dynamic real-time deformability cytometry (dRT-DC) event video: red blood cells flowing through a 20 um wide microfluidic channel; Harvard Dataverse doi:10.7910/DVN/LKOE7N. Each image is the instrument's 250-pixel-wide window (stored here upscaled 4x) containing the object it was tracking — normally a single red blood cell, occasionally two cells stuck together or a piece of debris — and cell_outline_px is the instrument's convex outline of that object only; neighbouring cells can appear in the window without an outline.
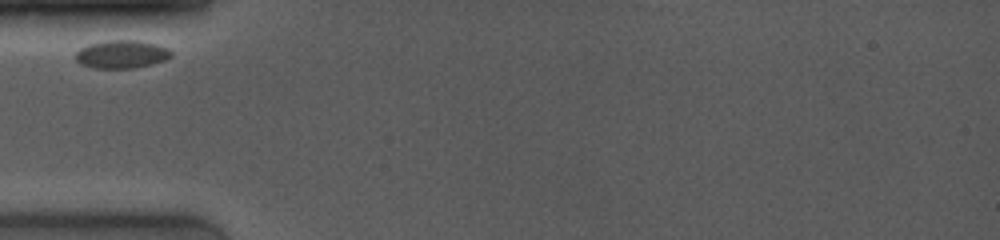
{"species": "common noctule bat (a hibernating species)", "species_latin": "Nyctalus noctula", "temperature_condition": "room temperature", "stored_images_in_passage": 17, "camera_frame_rate_fps": 4000, "um_per_image_px": 0.085, "animal": {"sex": "female", "body_mass_g": 19.0, "forearm_length_mm": 53.3}, "frame": {"image": 1, "passage_image": 1, "time_ms": 0.0, "image_size_px": [1000, 240], "cell_outline_px": [[172, 56], [164, 60], [132, 68], [92, 68], [80, 64], [76, 60], [76, 52], [80, 48], [88, 44], [108, 40], [136, 40], [156, 44], [168, 48], [172, 52]], "centroid_in_image_um": [10.31, 4.6], "position_along_channel_um": 74.7, "area_um2": 15.55}}
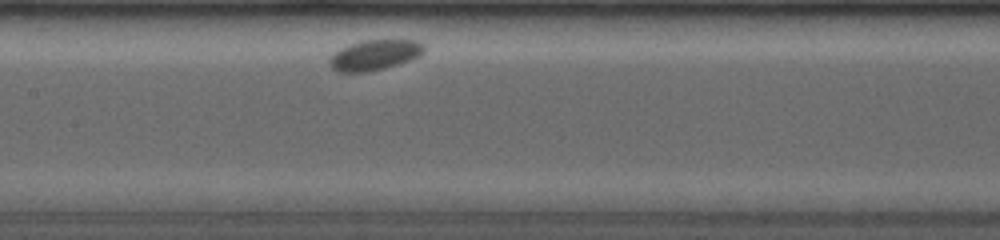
{"frame": {"image": 2, "passage_image": 7, "time_ms": 3.0, "image_size_px": [1000, 240], "cell_outline_px": [[428, 48], [420, 56], [384, 68], [368, 72], [336, 72], [328, 64], [328, 56], [332, 52], [348, 44], [364, 40], [416, 40], [424, 44]], "centroid_in_image_um": [31.8, 4.67], "position_along_channel_um": 175.6, "area_um2": 17.05}}
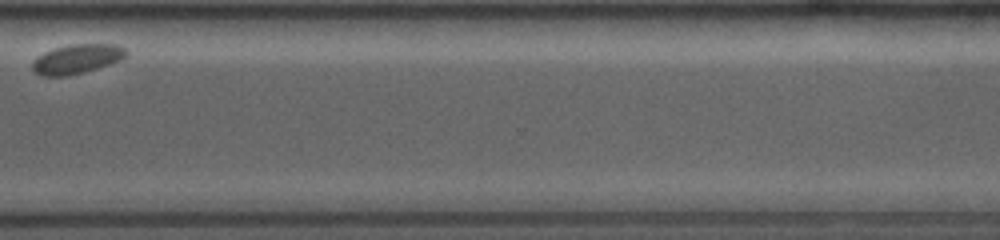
{"frame": {"image": 3, "passage_image": 16, "time_ms": 8.5, "image_size_px": [1000, 240], "cell_outline_px": [[128, 56], [120, 60], [84, 72], [68, 76], [44, 76], [32, 72], [32, 60], [36, 56], [44, 52], [56, 48], [72, 44], [116, 44], [124, 48], [128, 52]], "centroid_in_image_um": [6.51, 5.01], "position_along_channel_um": 364.1, "area_um2": 16.13}}